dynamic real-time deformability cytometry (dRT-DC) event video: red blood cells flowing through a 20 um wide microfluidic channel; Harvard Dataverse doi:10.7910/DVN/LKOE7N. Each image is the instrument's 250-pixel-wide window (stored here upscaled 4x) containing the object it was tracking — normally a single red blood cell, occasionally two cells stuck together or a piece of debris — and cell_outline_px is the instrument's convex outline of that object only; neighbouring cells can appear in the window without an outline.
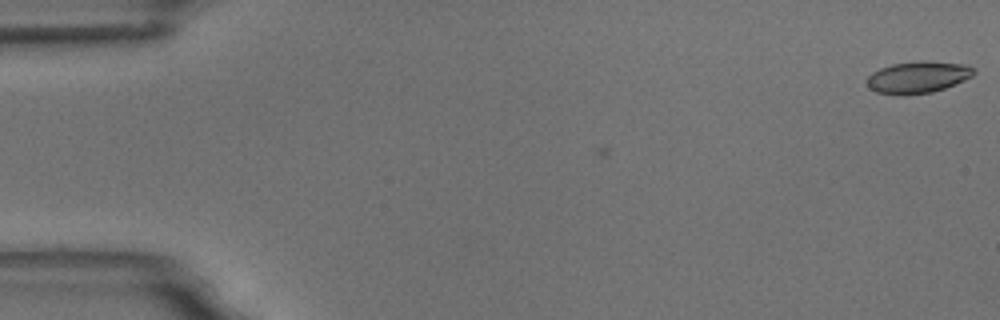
{"species": "common noctule bat (a hibernating species)", "species_latin": "Nyctalus noctula", "temperature_condition": "room temperature", "stored_images_in_passage": 4, "camera_frame_rate_fps": 3000, "um_per_image_px": 0.085, "animal": {"sex": "male", "body_mass_g": 18.8}, "frame": {"image": 1, "passage_image": 1, "time_ms": 0.0, "image_size_px": [1000, 320], "cell_outline_px": [[976, 72], [972, 76], [964, 80], [944, 88], [932, 92], [876, 92], [868, 88], [864, 80], [872, 72], [880, 68], [892, 64], [920, 60], [924, 60], [968, 64], [976, 68]], "centroid_in_image_um": [78.05, 6.5], "position_along_channel_um": 6.9, "area_um2": 19.48}}